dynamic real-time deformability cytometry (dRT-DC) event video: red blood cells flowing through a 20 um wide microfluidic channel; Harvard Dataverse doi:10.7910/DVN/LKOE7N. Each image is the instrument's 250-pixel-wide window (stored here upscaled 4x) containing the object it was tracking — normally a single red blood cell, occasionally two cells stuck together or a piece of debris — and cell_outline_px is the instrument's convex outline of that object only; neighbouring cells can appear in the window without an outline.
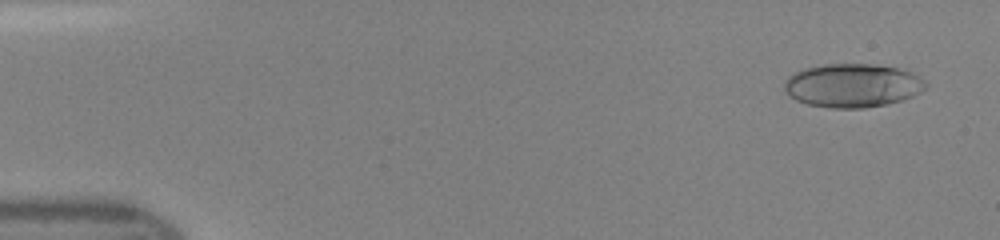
{"species": "human", "species_latin": "Homo sapiens", "temperature_condition": "room temperature", "stored_images_in_passage": 47, "camera_frame_rate_fps": 3000, "um_per_image_px": 0.085, "donor": {"sex": "female"}, "frame": {"image": 1, "passage_image": 3, "time_ms": 0.667, "image_size_px": [1000, 240], "cell_outline_px": [[928, 88], [912, 96], [888, 104], [864, 108], [828, 108], [808, 104], [796, 100], [784, 88], [784, 80], [792, 72], [804, 68], [824, 64], [872, 64], [896, 68], [912, 72], [924, 80], [928, 84]], "centroid_in_image_um": [72.46, 7.26], "position_along_channel_um": 12.5, "area_um2": 36.07}}
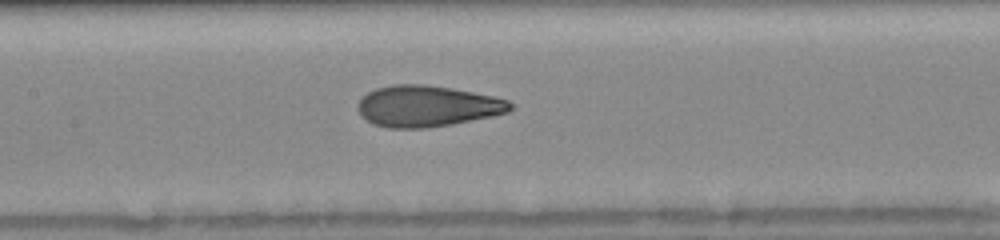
{"frame": {"image": 2, "passage_image": 23, "time_ms": 7.333, "image_size_px": [1000, 240], "cell_outline_px": [[512, 108], [508, 112], [492, 116], [452, 124], [424, 128], [388, 128], [372, 124], [360, 116], [360, 100], [368, 92], [376, 88], [392, 84], [424, 84], [452, 88], [492, 96], [508, 100], [512, 104]], "centroid_in_image_um": [36.3, 9.02], "position_along_channel_um": 171.1, "area_um2": 36.41}}
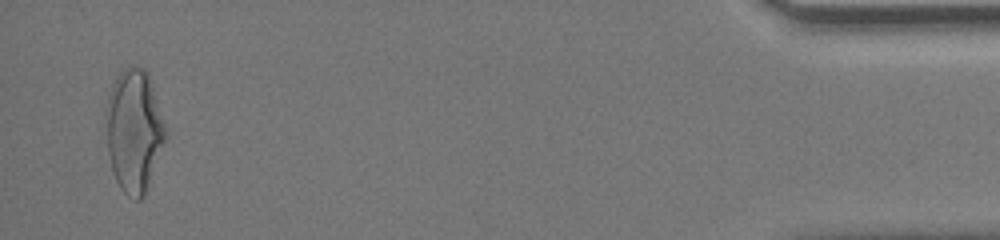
{"frame": {"image": 3, "passage_image": 46, "time_ms": 15.0, "image_size_px": [1000, 240], "cell_outline_px": [[168, 136], [144, 192], [140, 200], [136, 200], [128, 196], [120, 188], [116, 180], [112, 168], [108, 152], [104, 112], [108, 96], [112, 84], [120, 72], [128, 64], [144, 68], [148, 76]], "centroid_in_image_um": [11.36, 11.08], "position_along_channel_um": 423.8, "area_um2": 42.14}}